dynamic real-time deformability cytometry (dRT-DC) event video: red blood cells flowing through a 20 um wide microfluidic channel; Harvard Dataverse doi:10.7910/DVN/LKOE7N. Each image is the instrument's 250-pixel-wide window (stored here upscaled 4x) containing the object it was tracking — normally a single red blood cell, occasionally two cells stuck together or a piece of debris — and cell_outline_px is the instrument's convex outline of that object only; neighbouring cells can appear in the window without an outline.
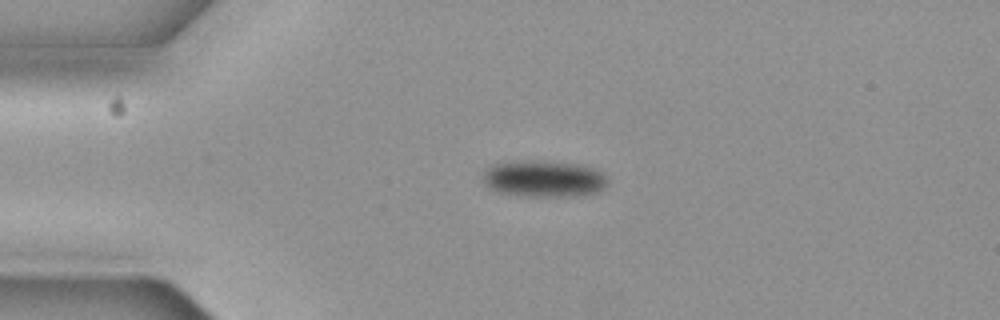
{"species": "common noctule bat (a hibernating species)", "species_latin": "Nyctalus noctula", "temperature_condition": "cold", "stored_images_in_passage": 2, "camera_frame_rate_fps": 3000, "um_per_image_px": 0.085, "animal": {"sex": "female", "body_mass_g": 19.3, "forearm_length_mm": 54.1}, "frame": {"image": 1, "passage_image": 1, "time_ms": 0.0, "image_size_px": [1000, 320], "cell_outline_px": [[604, 188], [596, 192], [572, 196], [516, 196], [496, 192], [488, 188], [484, 184], [480, 176], [492, 164], [520, 160], [540, 160], [572, 164], [596, 168], [604, 176]], "centroid_in_image_um": [46.1, 15.19], "position_along_channel_um": 38.9, "area_um2": 26.7}}